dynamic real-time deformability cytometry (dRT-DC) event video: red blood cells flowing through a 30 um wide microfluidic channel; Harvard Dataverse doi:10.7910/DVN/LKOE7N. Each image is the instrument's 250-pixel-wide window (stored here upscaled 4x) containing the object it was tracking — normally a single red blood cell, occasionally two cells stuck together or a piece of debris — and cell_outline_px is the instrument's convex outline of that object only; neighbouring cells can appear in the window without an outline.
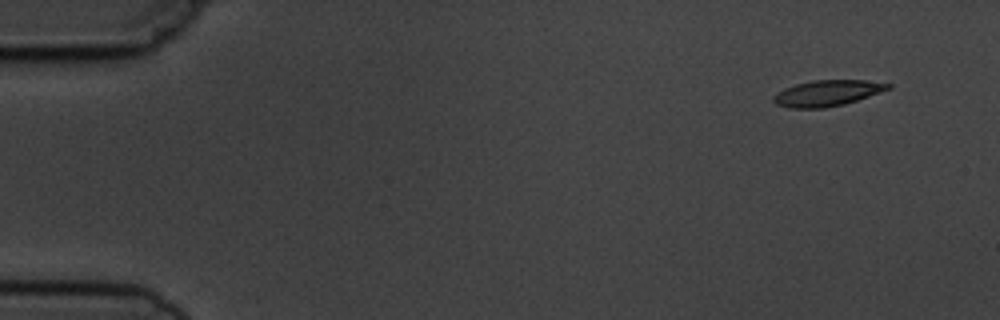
{"species": "common noctule bat (a hibernating species)", "species_latin": "Nyctalus noctula", "temperature_condition": "cold", "stored_images_in_passage": 8, "camera_frame_rate_fps": 3000, "um_per_image_px": 0.085, "animal": {"sex": "male", "body_mass_g": 19.5, "forearm_length_mm": 54.6}, "frame": {"image": 1, "passage_image": 1, "time_ms": 0.0, "image_size_px": [1000, 320], "cell_outline_px": [[892, 88], [844, 104], [824, 108], [788, 108], [776, 104], [772, 100], [772, 96], [776, 92], [784, 88], [796, 84], [812, 80], [864, 80], [892, 84]], "centroid_in_image_um": [70.27, 7.91], "position_along_channel_um": 14.7, "area_um2": 17.34}}
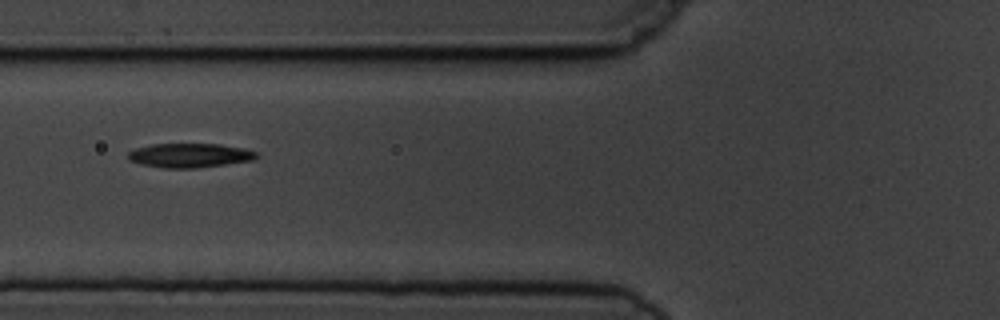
{"frame": {"image": 2, "passage_image": 6, "time_ms": 5.667, "image_size_px": [1000, 320], "cell_outline_px": [[256, 156], [252, 160], [196, 168], [164, 168], [144, 164], [128, 160], [128, 152], [136, 148], [152, 144], [220, 144], [244, 148], [256, 152]], "centroid_in_image_um": [16.1, 13.2], "position_along_channel_um": 109.7, "area_um2": 17.86}}
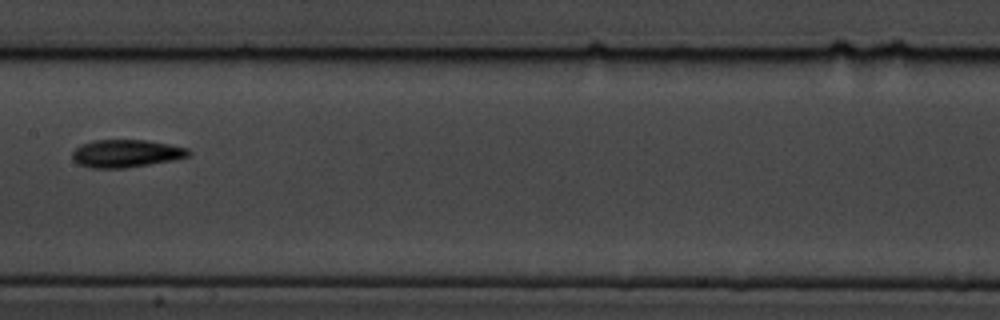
{"frame": {"image": 3, "passage_image": 8, "time_ms": 8.0, "image_size_px": [1000, 320], "cell_outline_px": [[192, 152], [188, 156], [172, 160], [124, 168], [92, 168], [76, 164], [72, 160], [72, 152], [80, 144], [96, 140], [144, 140], [168, 144], [188, 148]], "centroid_in_image_um": [10.67, 13.05], "position_along_channel_um": 196.7, "area_um2": 18.73}}